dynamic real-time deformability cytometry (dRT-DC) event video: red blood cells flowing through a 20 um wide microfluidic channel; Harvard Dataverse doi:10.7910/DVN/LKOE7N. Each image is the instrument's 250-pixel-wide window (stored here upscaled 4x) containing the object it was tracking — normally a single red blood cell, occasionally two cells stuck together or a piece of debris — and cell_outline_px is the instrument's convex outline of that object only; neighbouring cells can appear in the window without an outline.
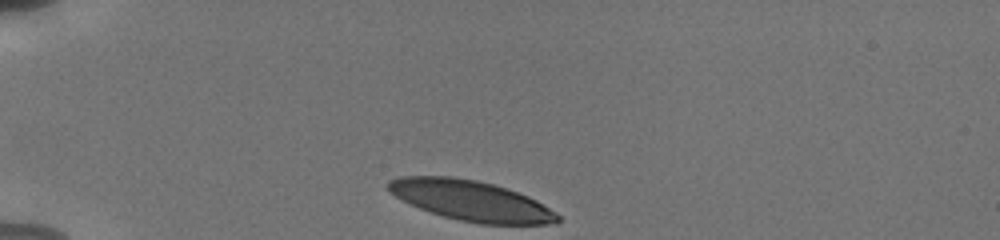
{"species": "human", "species_latin": "Homo sapiens", "temperature_condition": "cold", "stored_images_in_passage": 34, "camera_frame_rate_fps": 3000, "um_per_image_px": 0.085, "donor": {"sex": "male"}, "frame": {"image": 1, "passage_image": 1, "time_ms": 0.0, "image_size_px": [1000, 240], "cell_outline_px": [[560, 220], [556, 224], [480, 224], [460, 220], [444, 216], [420, 208], [388, 192], [388, 180], [400, 176], [452, 176], [476, 180], [492, 184], [528, 196], [536, 200], [556, 212], [560, 216]], "centroid_in_image_um": [40.05, 17.05], "position_along_channel_um": 45.0, "area_um2": 39.42}}
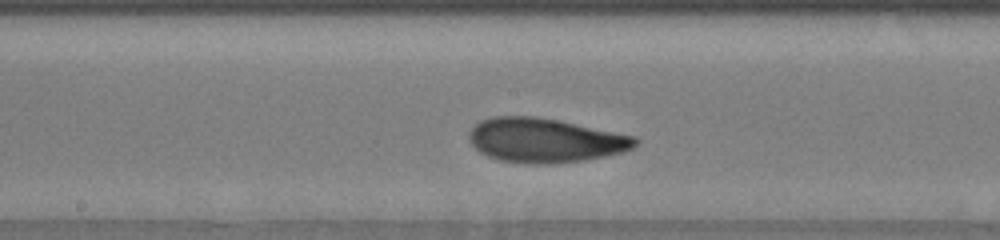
{"frame": {"image": 2, "passage_image": 17, "time_ms": 5.333, "image_size_px": [1000, 240], "cell_outline_px": [[640, 140], [632, 148], [624, 152], [584, 160], [548, 164], [536, 164], [500, 160], [488, 156], [480, 152], [468, 140], [468, 132], [480, 120], [492, 116], [536, 116], [636, 136]], "centroid_in_image_um": [46.31, 11.92], "position_along_channel_um": 201.9, "area_um2": 42.77}}
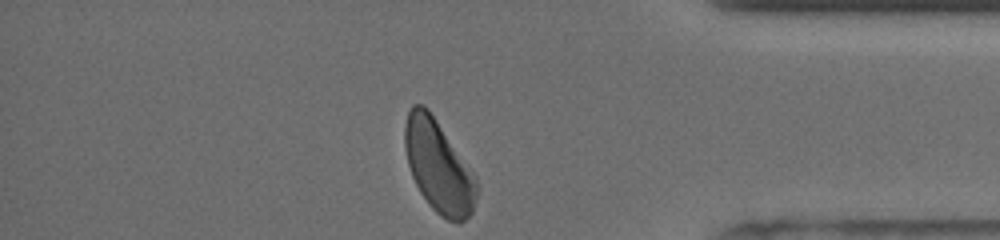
{"frame": {"image": 3, "passage_image": 34, "time_ms": 11.0, "image_size_px": [1000, 240], "cell_outline_px": [[476, 196], [472, 212], [460, 224], [448, 220], [440, 216], [428, 204], [420, 192], [412, 176], [408, 164], [404, 148], [404, 124], [408, 112], [412, 104], [424, 104], [428, 108], [476, 176]], "centroid_in_image_um": [37.25, 14.14], "position_along_channel_um": 398.0, "area_um2": 38.49}, "authors_computed_cell_mechanics": {"area_um2": 41.616, "velocity_mm_per_s": 3.766, "shape_relaxation_time_tau1_ms": 3.1198, "shape_relaxation_time_tau2_ms": 1.7772, "deformation_change_tau1": 0.1516, "deformation_change_tau2": 0.0823}}